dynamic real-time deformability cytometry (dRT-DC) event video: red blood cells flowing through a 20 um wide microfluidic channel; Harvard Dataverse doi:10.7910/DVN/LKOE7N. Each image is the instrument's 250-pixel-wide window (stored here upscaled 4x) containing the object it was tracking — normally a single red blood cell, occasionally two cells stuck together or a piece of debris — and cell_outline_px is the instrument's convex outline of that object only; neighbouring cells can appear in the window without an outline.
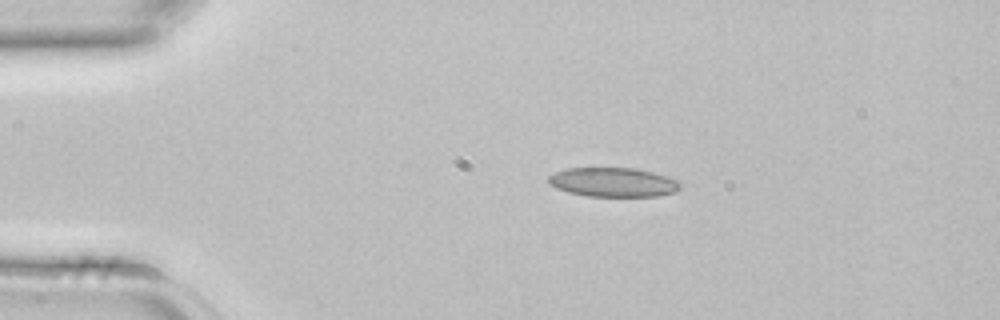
{"species": "common noctule bat (a hibernating species)", "species_latin": "Nyctalus noctula", "temperature_condition": "room temperature", "stored_images_in_passage": 2, "camera_frame_rate_fps": 3000, "um_per_image_px": 0.085, "animal": {"sex": "female", "body_mass_g": 22.7, "forearm_length_mm": 54.2}, "frame": {"image": 1, "passage_image": 1, "time_ms": 0.0, "image_size_px": [1000, 320], "cell_outline_px": [[680, 188], [676, 192], [656, 196], [588, 196], [568, 192], [556, 188], [548, 184], [548, 176], [564, 168], [636, 168], [668, 176], [680, 180]], "centroid_in_image_um": [52.13, 15.48], "position_along_channel_um": 32.9, "area_um2": 22.6}}